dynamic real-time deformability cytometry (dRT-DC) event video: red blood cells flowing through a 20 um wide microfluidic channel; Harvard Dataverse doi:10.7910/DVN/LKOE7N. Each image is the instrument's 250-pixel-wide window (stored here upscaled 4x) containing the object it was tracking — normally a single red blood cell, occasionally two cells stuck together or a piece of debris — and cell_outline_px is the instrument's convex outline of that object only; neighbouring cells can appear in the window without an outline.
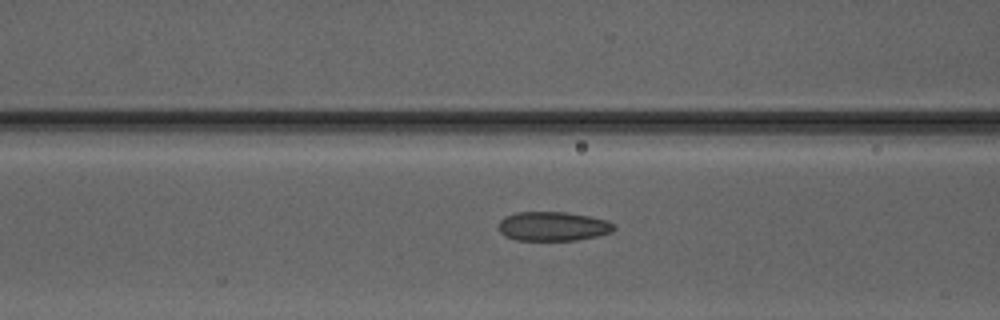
{"species": "Egyptian fruit bat (a non-hibernating species)", "species_latin": "Rousettus aegyptiacus", "temperature_condition": "warm", "stored_images_in_passage": 7, "camera_frame_rate_fps": 3000, "um_per_image_px": 0.085, "animal": {"sex": "male"}, "frame": {"image": 1, "passage_image": 6, "time_ms": 7.667, "image_size_px": [1000, 320], "cell_outline_px": [[616, 228], [612, 232], [596, 236], [576, 240], [516, 240], [504, 236], [496, 228], [496, 224], [504, 216], [516, 212], [564, 212], [588, 216], [608, 220]], "centroid_in_image_um": [46.93, 19.23], "position_along_channel_um": 119.7, "area_um2": 19.83}}
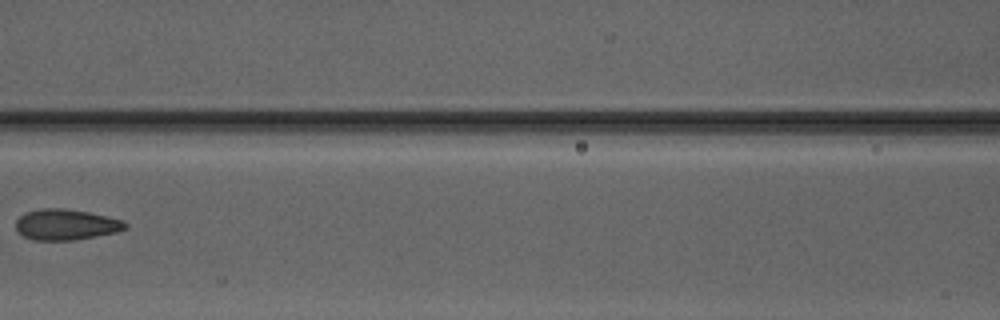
{"frame": {"image": 2, "passage_image": 7, "time_ms": 8.667, "image_size_px": [1000, 320], "cell_outline_px": [[128, 228], [116, 232], [96, 236], [72, 240], [32, 240], [16, 232], [16, 220], [20, 216], [28, 212], [44, 208], [64, 208], [88, 212], [124, 220], [128, 224]], "centroid_in_image_um": [5.62, 19.09], "position_along_channel_um": 161.0, "area_um2": 19.65}}